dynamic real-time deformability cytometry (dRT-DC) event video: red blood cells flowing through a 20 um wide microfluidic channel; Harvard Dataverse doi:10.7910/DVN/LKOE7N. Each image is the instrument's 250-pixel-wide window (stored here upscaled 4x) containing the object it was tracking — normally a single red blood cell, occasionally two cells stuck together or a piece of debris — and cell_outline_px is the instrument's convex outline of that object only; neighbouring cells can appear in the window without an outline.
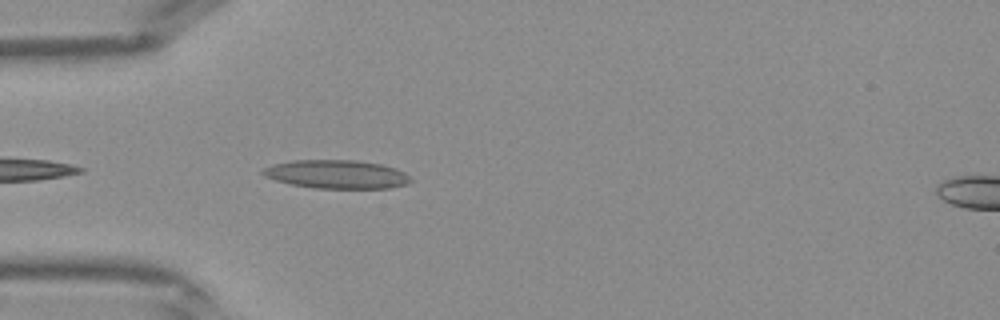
{"species": "Egyptian fruit bat (a non-hibernating species)", "species_latin": "Rousettus aegyptiacus", "temperature_condition": "warm", "stored_images_in_passage": 6, "camera_frame_rate_fps": 3000, "um_per_image_px": 0.085, "frame": {"image": 1, "passage_image": 2, "time_ms": 0.333, "image_size_px": [1000, 320], "cell_outline_px": [[412, 180], [408, 184], [392, 188], [312, 188], [292, 184], [276, 180], [264, 176], [260, 172], [264, 168], [272, 164], [292, 160], [356, 160], [380, 164], [396, 168], [404, 172]], "centroid_in_image_um": [28.61, 14.81], "position_along_channel_um": 56.4, "area_um2": 24.62}}